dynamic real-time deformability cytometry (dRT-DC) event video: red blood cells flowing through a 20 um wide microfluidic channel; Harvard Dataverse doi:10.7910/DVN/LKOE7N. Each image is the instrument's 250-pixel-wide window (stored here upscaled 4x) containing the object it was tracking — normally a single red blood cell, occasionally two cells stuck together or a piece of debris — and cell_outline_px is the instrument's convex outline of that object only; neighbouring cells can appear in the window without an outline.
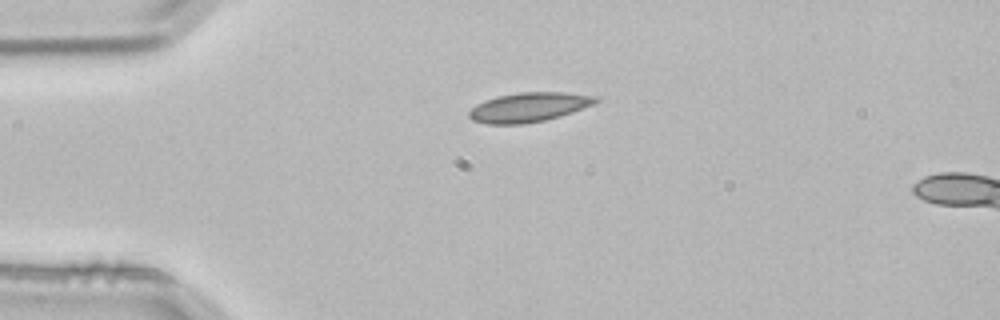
{"species": "common noctule bat (a hibernating species)", "species_latin": "Nyctalus noctula", "temperature_condition": "room temperature", "stored_images_in_passage": 3, "camera_frame_rate_fps": 3000, "um_per_image_px": 0.085, "animal": {"sex": "male", "body_mass_g": 21.5, "forearm_length_mm": 52.0}, "frame": {"image": 1, "passage_image": 2, "time_ms": 0.333, "image_size_px": [1000, 320], "cell_outline_px": [[600, 100], [592, 104], [572, 112], [560, 116], [544, 120], [524, 124], [488, 124], [472, 120], [468, 116], [468, 112], [476, 104], [484, 100], [496, 96], [520, 92], [564, 92], [600, 96]], "centroid_in_image_um": [44.94, 9.1], "position_along_channel_um": 40.1, "area_um2": 21.79}}